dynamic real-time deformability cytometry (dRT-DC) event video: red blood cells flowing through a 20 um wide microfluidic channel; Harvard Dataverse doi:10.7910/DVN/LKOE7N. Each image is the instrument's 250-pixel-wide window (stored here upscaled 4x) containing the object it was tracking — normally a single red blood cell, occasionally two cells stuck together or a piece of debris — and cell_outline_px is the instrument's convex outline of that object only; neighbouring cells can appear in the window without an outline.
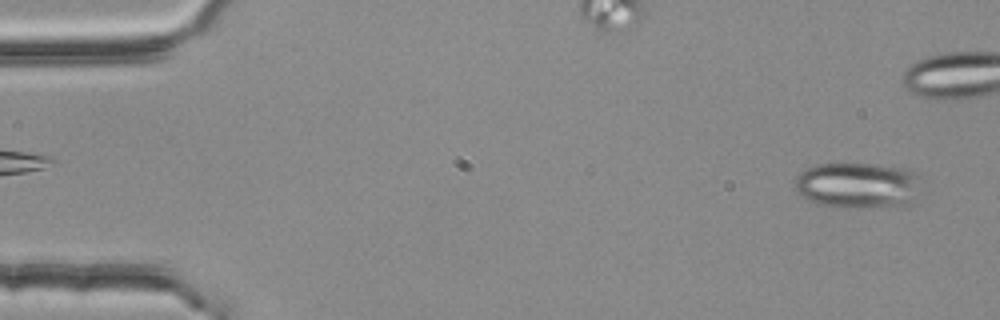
{"species": "common noctule bat (a hibernating species)", "species_latin": "Nyctalus noctula", "temperature_condition": "room temperature", "stored_images_in_passage": 43, "camera_frame_rate_fps": 3000, "um_per_image_px": 0.085, "animal": {"sex": "female", "body_mass_g": 25.1}, "frame": {"image": 1, "passage_image": 2, "time_ms": 0.333, "image_size_px": [1000, 320], "cell_outline_px": [[916, 196], [908, 204], [900, 208], [820, 204], [800, 196], [796, 192], [796, 180], [800, 172], [808, 168], [820, 164], [868, 164], [900, 168], [916, 172]], "centroid_in_image_um": [72.89, 15.75], "position_along_channel_um": 12.1, "area_um2": 32.83}}
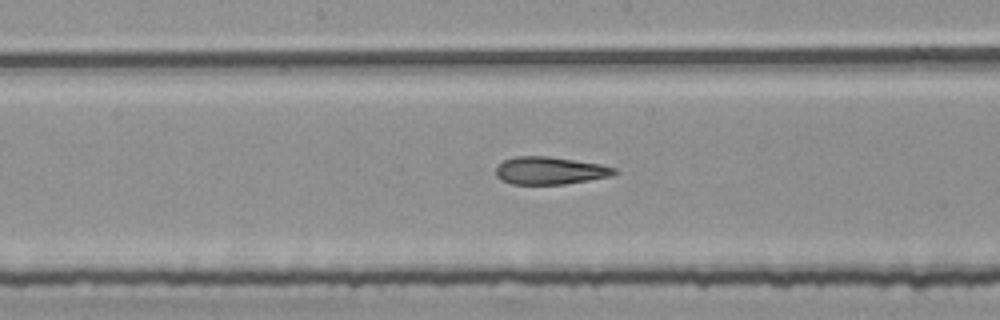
{"frame": {"image": 2, "passage_image": 27, "time_ms": 8.667, "image_size_px": [1000, 320], "cell_outline_px": [[620, 172], [612, 176], [564, 184], [512, 184], [500, 180], [496, 176], [496, 168], [504, 160], [516, 156], [548, 156], [600, 164], [616, 168]], "centroid_in_image_um": [46.76, 14.5], "position_along_channel_um": 201.4, "area_um2": 19.07}}
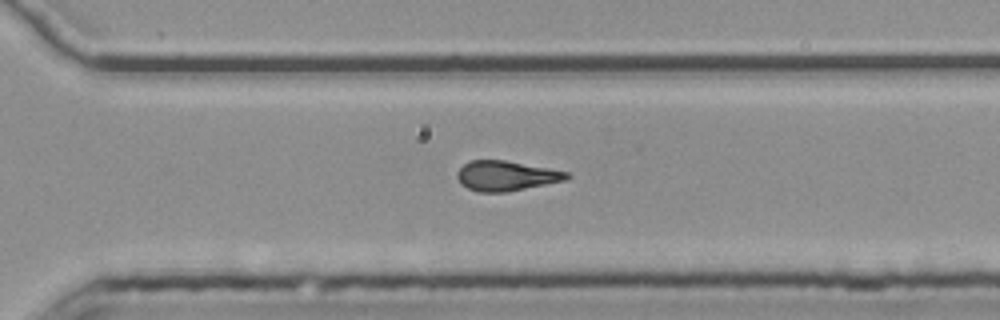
{"frame": {"image": 3, "passage_image": 37, "time_ms": 12.0, "image_size_px": [1000, 320], "cell_outline_px": [[572, 176], [564, 180], [508, 192], [480, 192], [468, 188], [460, 184], [456, 176], [456, 172], [468, 160], [504, 160], [548, 168], [568, 172]], "centroid_in_image_um": [42.98, 14.94], "position_along_channel_um": 327.6, "area_um2": 19.07}}